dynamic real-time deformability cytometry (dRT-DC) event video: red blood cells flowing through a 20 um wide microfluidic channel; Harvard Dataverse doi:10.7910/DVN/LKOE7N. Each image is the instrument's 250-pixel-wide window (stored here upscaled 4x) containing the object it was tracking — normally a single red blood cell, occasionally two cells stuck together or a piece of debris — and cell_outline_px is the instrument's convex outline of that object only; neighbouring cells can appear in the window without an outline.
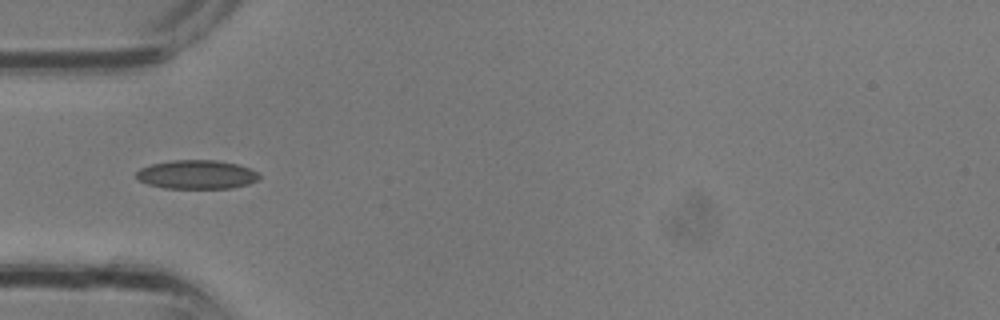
{"species": "common noctule bat (a hibernating species)", "species_latin": "Nyctalus noctula", "temperature_condition": "room temperature", "stored_images_in_passage": 12, "camera_frame_rate_fps": 3000, "um_per_image_px": 0.085, "animal": {"sex": "male", "body_mass_g": 13.3}, "frame": {"image": 1, "passage_image": 8, "time_ms": 2.333, "image_size_px": [1000, 320], "cell_outline_px": [[260, 176], [256, 180], [248, 184], [232, 188], [164, 188], [148, 184], [136, 180], [136, 172], [140, 168], [152, 164], [172, 160], [216, 160], [236, 164], [248, 168], [256, 172]], "centroid_in_image_um": [16.67, 14.84], "position_along_channel_um": 68.3, "area_um2": 20.58}}
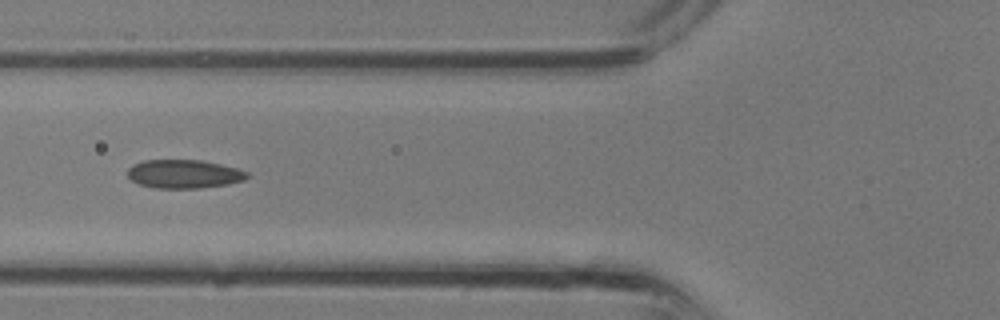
{"frame": {"image": 2, "passage_image": 10, "time_ms": 3.0, "image_size_px": [1000, 320], "cell_outline_px": [[248, 176], [244, 180], [228, 184], [200, 188], [156, 188], [140, 184], [132, 180], [128, 176], [128, 168], [132, 164], [144, 160], [200, 160], [220, 164], [236, 168], [248, 172]], "centroid_in_image_um": [15.63, 14.78], "position_along_channel_um": 110.2, "area_um2": 19.83}}